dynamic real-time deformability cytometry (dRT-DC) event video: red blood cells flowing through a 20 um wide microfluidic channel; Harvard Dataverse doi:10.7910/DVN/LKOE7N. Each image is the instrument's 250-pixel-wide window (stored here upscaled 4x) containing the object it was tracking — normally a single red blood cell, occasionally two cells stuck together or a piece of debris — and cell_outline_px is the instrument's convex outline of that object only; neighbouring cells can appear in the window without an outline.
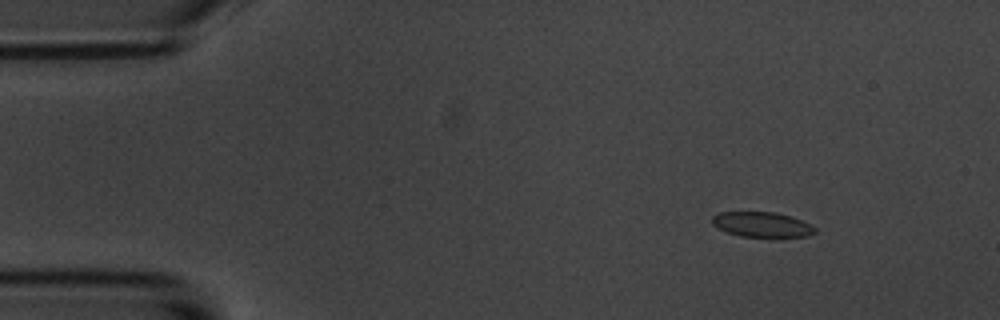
{"species": "common noctule bat (a hibernating species)", "species_latin": "Nyctalus noctula", "temperature_condition": "room temperature", "stored_images_in_passage": 53, "camera_frame_rate_fps": 3000, "um_per_image_px": 0.085, "animal": {"sex": "male", "body_mass_g": 20.1, "forearm_length_mm": 53.5}, "frame": {"image": 1, "passage_image": 4, "time_ms": 1.0, "image_size_px": [1000, 320], "cell_outline_px": [[816, 232], [808, 236], [740, 236], [728, 232], [712, 224], [712, 216], [720, 212], [776, 212], [792, 216], [816, 228]], "centroid_in_image_um": [64.76, 19.07], "position_along_channel_um": 20.2, "area_um2": 14.74}}
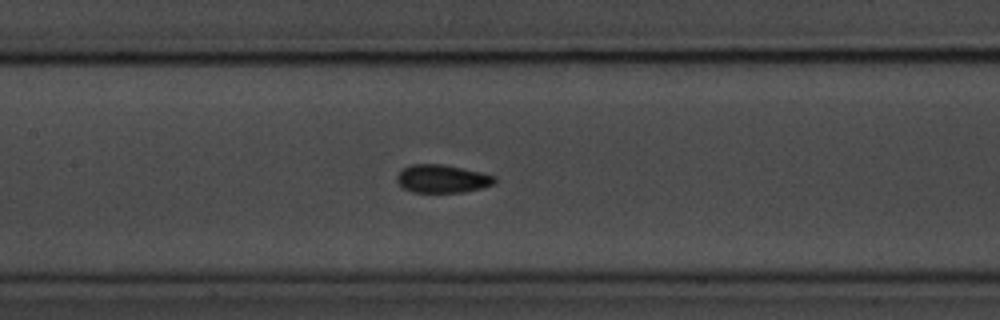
{"frame": {"image": 2, "passage_image": 23, "time_ms": 7.333, "image_size_px": [1000, 320], "cell_outline_px": [[496, 184], [464, 192], [412, 192], [404, 188], [396, 180], [396, 172], [400, 168], [412, 164], [444, 164], [480, 172], [496, 176]], "centroid_in_image_um": [37.56, 15.18], "position_along_channel_um": 169.8, "area_um2": 16.18}}
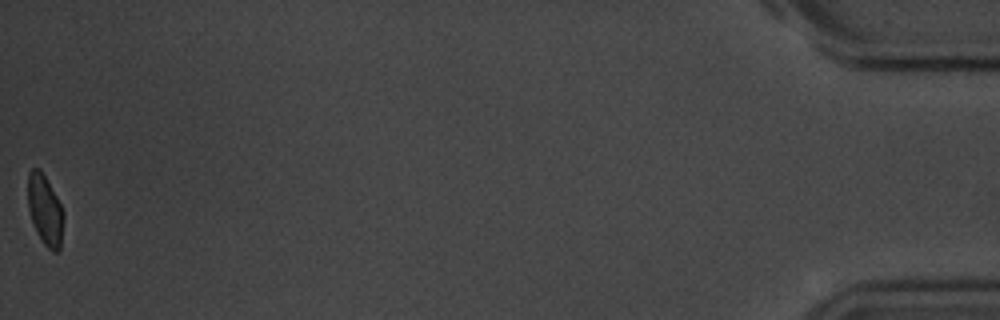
{"frame": {"image": 3, "passage_image": 53, "time_ms": 17.333, "image_size_px": [1000, 320], "cell_outline_px": [[64, 220], [60, 248], [56, 252], [52, 252], [44, 244], [36, 232], [28, 208], [28, 172], [32, 168], [40, 168], [56, 196], [64, 212]], "centroid_in_image_um": [3.83, 17.86], "position_along_channel_um": 431.4, "area_um2": 14.62}, "authors_computed_cell_mechanics": {"area_um2": 15.9528, "velocity_mm_per_s": 3.6124, "shape_relaxation_time_tau1_ms": 2.6141, "shape_relaxation_time_tau2_ms": 1.2093, "deformation_change_tau1": 0.0948, "deformation_change_tau2": 0.0522}}